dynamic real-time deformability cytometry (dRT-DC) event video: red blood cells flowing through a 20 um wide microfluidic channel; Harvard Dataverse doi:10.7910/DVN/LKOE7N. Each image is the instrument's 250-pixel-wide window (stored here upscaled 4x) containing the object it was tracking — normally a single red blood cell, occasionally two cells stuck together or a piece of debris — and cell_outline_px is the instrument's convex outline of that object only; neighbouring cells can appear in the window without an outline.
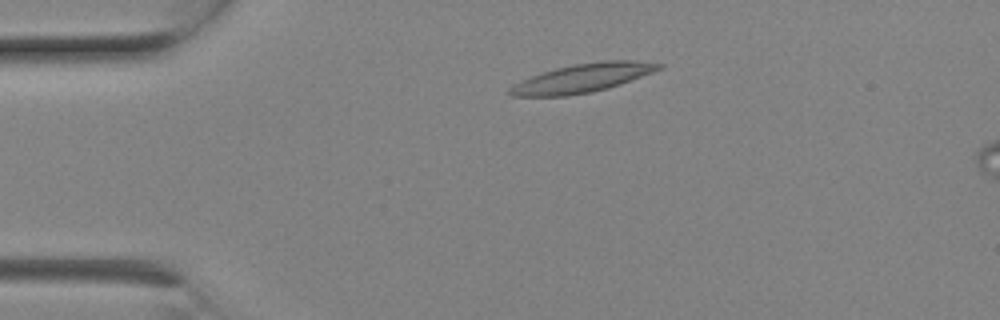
{"species": "Egyptian fruit bat (a non-hibernating species)", "species_latin": "Rousettus aegyptiacus", "temperature_condition": "room temperature", "stored_images_in_passage": 5, "camera_frame_rate_fps": 3000, "um_per_image_px": 0.085, "animal": {"sex": "female"}, "frame": {"image": 1, "passage_image": 2, "time_ms": 0.333, "image_size_px": [1000, 320], "cell_outline_px": [[664, 68], [620, 84], [608, 88], [592, 92], [568, 96], [508, 96], [508, 88], [512, 84], [520, 80], [540, 72], [572, 64], [604, 60], [632, 60], [664, 64]], "centroid_in_image_um": [49.47, 6.63], "position_along_channel_um": 35.5, "area_um2": 25.2}}
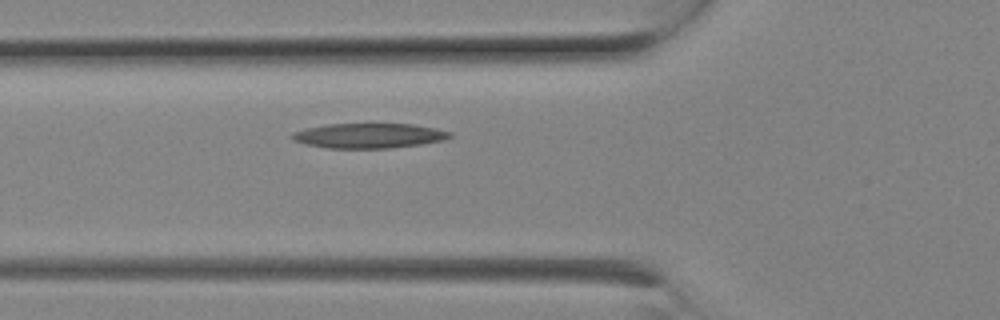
{"frame": {"image": 2, "passage_image": 5, "time_ms": 1.333, "image_size_px": [1000, 320], "cell_outline_px": [[452, 136], [444, 140], [420, 144], [388, 148], [324, 148], [304, 144], [292, 140], [292, 132], [308, 128], [328, 124], [412, 124], [436, 128], [452, 132]], "centroid_in_image_um": [31.35, 11.53], "position_along_channel_um": 94.4, "area_um2": 22.83}}